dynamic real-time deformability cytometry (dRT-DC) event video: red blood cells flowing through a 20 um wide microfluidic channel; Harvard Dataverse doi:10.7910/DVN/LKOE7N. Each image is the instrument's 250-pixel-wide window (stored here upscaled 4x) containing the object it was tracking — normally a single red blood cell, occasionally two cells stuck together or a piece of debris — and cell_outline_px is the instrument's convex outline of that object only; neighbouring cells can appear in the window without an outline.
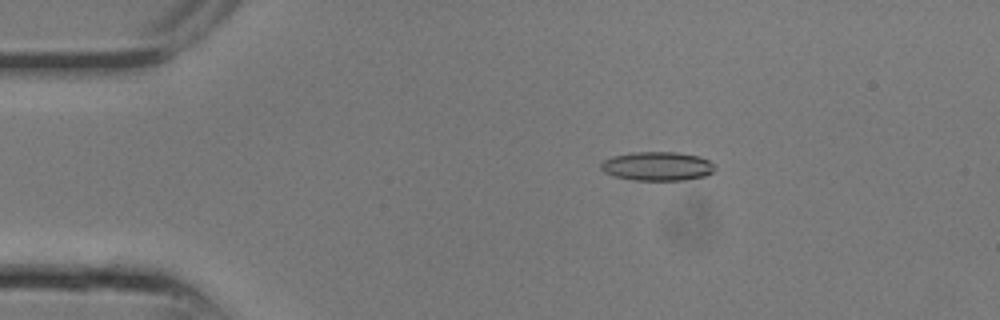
{"species": "common noctule bat (a hibernating species)", "species_latin": "Nyctalus noctula", "temperature_condition": "room temperature", "stored_images_in_passage": 10, "camera_frame_rate_fps": 3000, "um_per_image_px": 0.085, "animal": {"sex": "male", "body_mass_g": 13.3}, "frame": {"image": 1, "passage_image": 4, "time_ms": 1.0, "image_size_px": [1000, 320], "cell_outline_px": [[716, 168], [712, 172], [704, 176], [684, 180], [632, 180], [612, 176], [604, 172], [600, 168], [600, 164], [604, 160], [612, 156], [632, 152], [676, 152], [700, 156], [708, 160]], "centroid_in_image_um": [55.84, 14.13], "position_along_channel_um": 29.2, "area_um2": 19.31}}
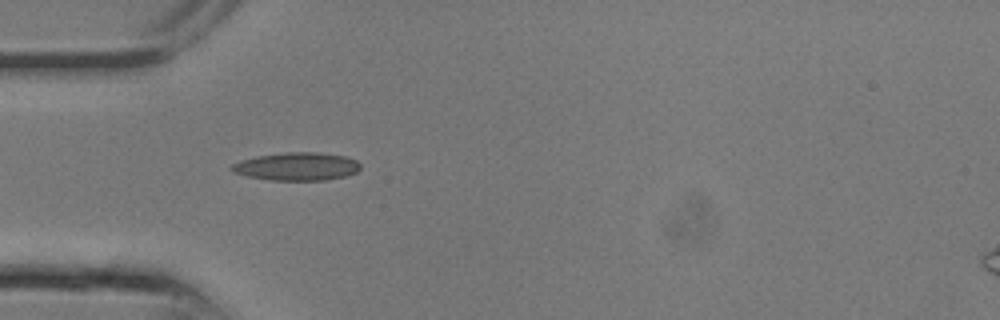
{"frame": {"image": 2, "passage_image": 7, "time_ms": 2.0, "image_size_px": [1000, 320], "cell_outline_px": [[360, 168], [356, 172], [344, 176], [324, 180], [272, 180], [248, 176], [232, 172], [228, 168], [232, 164], [240, 160], [256, 156], [288, 152], [320, 152], [344, 156], [356, 160], [360, 164]], "centroid_in_image_um": [25.2, 14.14], "position_along_channel_um": 59.8, "area_um2": 20.98}}
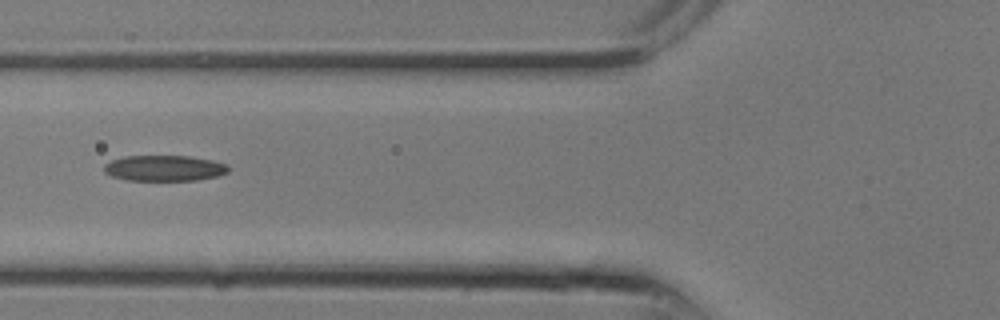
{"frame": {"image": 3, "passage_image": 9, "time_ms": 2.667, "image_size_px": [1000, 320], "cell_outline_px": [[228, 172], [216, 176], [196, 180], [128, 180], [112, 176], [104, 172], [104, 164], [112, 160], [124, 156], [188, 156], [212, 160], [228, 164]], "centroid_in_image_um": [13.96, 14.29], "position_along_channel_um": 111.8, "area_um2": 18.55}}